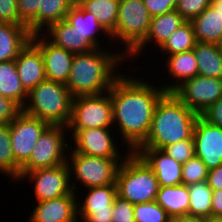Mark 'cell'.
Wrapping results in <instances>:
<instances>
[{
	"mask_svg": "<svg viewBox=\"0 0 222 222\" xmlns=\"http://www.w3.org/2000/svg\"><path fill=\"white\" fill-rule=\"evenodd\" d=\"M66 132L68 133L65 126L49 125L40 135L28 161L20 168V173L67 163L70 139Z\"/></svg>",
	"mask_w": 222,
	"mask_h": 222,
	"instance_id": "ba28073f",
	"label": "cell"
},
{
	"mask_svg": "<svg viewBox=\"0 0 222 222\" xmlns=\"http://www.w3.org/2000/svg\"><path fill=\"white\" fill-rule=\"evenodd\" d=\"M82 191L87 193H84V196L80 193L79 198L77 196L78 221L112 222L113 202L117 196L116 184L91 187Z\"/></svg>",
	"mask_w": 222,
	"mask_h": 222,
	"instance_id": "5bb4252c",
	"label": "cell"
},
{
	"mask_svg": "<svg viewBox=\"0 0 222 222\" xmlns=\"http://www.w3.org/2000/svg\"><path fill=\"white\" fill-rule=\"evenodd\" d=\"M113 105L110 92L74 97L67 129L112 128Z\"/></svg>",
	"mask_w": 222,
	"mask_h": 222,
	"instance_id": "9c48e42d",
	"label": "cell"
},
{
	"mask_svg": "<svg viewBox=\"0 0 222 222\" xmlns=\"http://www.w3.org/2000/svg\"><path fill=\"white\" fill-rule=\"evenodd\" d=\"M210 6L222 17V0H211Z\"/></svg>",
	"mask_w": 222,
	"mask_h": 222,
	"instance_id": "7dc6e473",
	"label": "cell"
},
{
	"mask_svg": "<svg viewBox=\"0 0 222 222\" xmlns=\"http://www.w3.org/2000/svg\"><path fill=\"white\" fill-rule=\"evenodd\" d=\"M48 126L47 122L23 111L9 124L16 181L20 177V168L28 161L40 135Z\"/></svg>",
	"mask_w": 222,
	"mask_h": 222,
	"instance_id": "30bf717a",
	"label": "cell"
},
{
	"mask_svg": "<svg viewBox=\"0 0 222 222\" xmlns=\"http://www.w3.org/2000/svg\"><path fill=\"white\" fill-rule=\"evenodd\" d=\"M143 2L152 17L170 12L177 5V0H143Z\"/></svg>",
	"mask_w": 222,
	"mask_h": 222,
	"instance_id": "b9f144b4",
	"label": "cell"
},
{
	"mask_svg": "<svg viewBox=\"0 0 222 222\" xmlns=\"http://www.w3.org/2000/svg\"><path fill=\"white\" fill-rule=\"evenodd\" d=\"M72 100L66 84L45 79L28 92L22 111L49 125L67 127L71 119Z\"/></svg>",
	"mask_w": 222,
	"mask_h": 222,
	"instance_id": "277c9868",
	"label": "cell"
},
{
	"mask_svg": "<svg viewBox=\"0 0 222 222\" xmlns=\"http://www.w3.org/2000/svg\"><path fill=\"white\" fill-rule=\"evenodd\" d=\"M128 75L130 73H122L109 90L113 105V128L117 135L119 133L117 138L121 136L126 153L135 152L145 142L156 104L166 93L152 80L148 82L149 79H143L141 75L140 78Z\"/></svg>",
	"mask_w": 222,
	"mask_h": 222,
	"instance_id": "6da1fadb",
	"label": "cell"
},
{
	"mask_svg": "<svg viewBox=\"0 0 222 222\" xmlns=\"http://www.w3.org/2000/svg\"><path fill=\"white\" fill-rule=\"evenodd\" d=\"M163 151L175 161L184 164L195 156L194 138L192 137L190 139L166 146Z\"/></svg>",
	"mask_w": 222,
	"mask_h": 222,
	"instance_id": "8d00e7d4",
	"label": "cell"
},
{
	"mask_svg": "<svg viewBox=\"0 0 222 222\" xmlns=\"http://www.w3.org/2000/svg\"><path fill=\"white\" fill-rule=\"evenodd\" d=\"M198 75L222 79V56L214 43L198 42L193 48Z\"/></svg>",
	"mask_w": 222,
	"mask_h": 222,
	"instance_id": "83f0119b",
	"label": "cell"
},
{
	"mask_svg": "<svg viewBox=\"0 0 222 222\" xmlns=\"http://www.w3.org/2000/svg\"><path fill=\"white\" fill-rule=\"evenodd\" d=\"M193 138L195 156L199 157L208 170L222 164V128L207 122L201 115L197 118Z\"/></svg>",
	"mask_w": 222,
	"mask_h": 222,
	"instance_id": "9a60e30c",
	"label": "cell"
},
{
	"mask_svg": "<svg viewBox=\"0 0 222 222\" xmlns=\"http://www.w3.org/2000/svg\"><path fill=\"white\" fill-rule=\"evenodd\" d=\"M189 215L199 218L211 217L212 189L206 181H200L188 186Z\"/></svg>",
	"mask_w": 222,
	"mask_h": 222,
	"instance_id": "4dcf8cb0",
	"label": "cell"
},
{
	"mask_svg": "<svg viewBox=\"0 0 222 222\" xmlns=\"http://www.w3.org/2000/svg\"><path fill=\"white\" fill-rule=\"evenodd\" d=\"M135 152L153 170L159 186L182 184V164L175 161L162 149L138 148Z\"/></svg>",
	"mask_w": 222,
	"mask_h": 222,
	"instance_id": "d6986e66",
	"label": "cell"
},
{
	"mask_svg": "<svg viewBox=\"0 0 222 222\" xmlns=\"http://www.w3.org/2000/svg\"><path fill=\"white\" fill-rule=\"evenodd\" d=\"M71 3H72V5H79V4H81L84 0H69Z\"/></svg>",
	"mask_w": 222,
	"mask_h": 222,
	"instance_id": "f907efd6",
	"label": "cell"
},
{
	"mask_svg": "<svg viewBox=\"0 0 222 222\" xmlns=\"http://www.w3.org/2000/svg\"><path fill=\"white\" fill-rule=\"evenodd\" d=\"M68 153L67 164L70 172V183L77 195L79 194V185L83 187L81 189L86 190L91 187L116 184L118 167L125 159L88 156L71 149L68 150ZM77 181L80 184L77 185Z\"/></svg>",
	"mask_w": 222,
	"mask_h": 222,
	"instance_id": "8992f818",
	"label": "cell"
},
{
	"mask_svg": "<svg viewBox=\"0 0 222 222\" xmlns=\"http://www.w3.org/2000/svg\"><path fill=\"white\" fill-rule=\"evenodd\" d=\"M19 79L27 92L46 78L40 49L30 40L15 59Z\"/></svg>",
	"mask_w": 222,
	"mask_h": 222,
	"instance_id": "ffe728a7",
	"label": "cell"
},
{
	"mask_svg": "<svg viewBox=\"0 0 222 222\" xmlns=\"http://www.w3.org/2000/svg\"><path fill=\"white\" fill-rule=\"evenodd\" d=\"M70 136L71 150L88 156L104 158H126L127 154L122 155L118 148L119 139L113 132V128H87V129H67ZM116 135V136H114ZM115 138V139H114ZM118 140V143L115 141ZM73 142V143H72ZM116 142V143H115ZM117 144V145H116ZM120 149V150H119Z\"/></svg>",
	"mask_w": 222,
	"mask_h": 222,
	"instance_id": "8fae6325",
	"label": "cell"
},
{
	"mask_svg": "<svg viewBox=\"0 0 222 222\" xmlns=\"http://www.w3.org/2000/svg\"><path fill=\"white\" fill-rule=\"evenodd\" d=\"M211 4V0H177L175 10L179 12L186 21L202 13Z\"/></svg>",
	"mask_w": 222,
	"mask_h": 222,
	"instance_id": "74e56055",
	"label": "cell"
},
{
	"mask_svg": "<svg viewBox=\"0 0 222 222\" xmlns=\"http://www.w3.org/2000/svg\"><path fill=\"white\" fill-rule=\"evenodd\" d=\"M0 95L12 99L21 108L26 103L28 92L19 79L15 60L0 62Z\"/></svg>",
	"mask_w": 222,
	"mask_h": 222,
	"instance_id": "4316f807",
	"label": "cell"
},
{
	"mask_svg": "<svg viewBox=\"0 0 222 222\" xmlns=\"http://www.w3.org/2000/svg\"><path fill=\"white\" fill-rule=\"evenodd\" d=\"M0 22L19 24L17 0H0Z\"/></svg>",
	"mask_w": 222,
	"mask_h": 222,
	"instance_id": "60d3db41",
	"label": "cell"
},
{
	"mask_svg": "<svg viewBox=\"0 0 222 222\" xmlns=\"http://www.w3.org/2000/svg\"><path fill=\"white\" fill-rule=\"evenodd\" d=\"M19 24L28 27L31 34L38 33V8L41 0H17Z\"/></svg>",
	"mask_w": 222,
	"mask_h": 222,
	"instance_id": "e575fe53",
	"label": "cell"
},
{
	"mask_svg": "<svg viewBox=\"0 0 222 222\" xmlns=\"http://www.w3.org/2000/svg\"><path fill=\"white\" fill-rule=\"evenodd\" d=\"M206 182L212 190L222 189V164L208 171Z\"/></svg>",
	"mask_w": 222,
	"mask_h": 222,
	"instance_id": "ee69618b",
	"label": "cell"
},
{
	"mask_svg": "<svg viewBox=\"0 0 222 222\" xmlns=\"http://www.w3.org/2000/svg\"><path fill=\"white\" fill-rule=\"evenodd\" d=\"M22 111V108L12 99L0 95V125L10 124Z\"/></svg>",
	"mask_w": 222,
	"mask_h": 222,
	"instance_id": "ab89813d",
	"label": "cell"
},
{
	"mask_svg": "<svg viewBox=\"0 0 222 222\" xmlns=\"http://www.w3.org/2000/svg\"><path fill=\"white\" fill-rule=\"evenodd\" d=\"M109 50L95 48L92 51L74 55L66 83L73 98L105 93L122 74L119 67L127 62L126 56L119 50L113 52Z\"/></svg>",
	"mask_w": 222,
	"mask_h": 222,
	"instance_id": "7a4b0ae2",
	"label": "cell"
},
{
	"mask_svg": "<svg viewBox=\"0 0 222 222\" xmlns=\"http://www.w3.org/2000/svg\"><path fill=\"white\" fill-rule=\"evenodd\" d=\"M207 222H222V218L210 217V218H207Z\"/></svg>",
	"mask_w": 222,
	"mask_h": 222,
	"instance_id": "681fc988",
	"label": "cell"
},
{
	"mask_svg": "<svg viewBox=\"0 0 222 222\" xmlns=\"http://www.w3.org/2000/svg\"><path fill=\"white\" fill-rule=\"evenodd\" d=\"M117 195L133 205L156 199L159 183L153 170L136 153L129 152L116 174Z\"/></svg>",
	"mask_w": 222,
	"mask_h": 222,
	"instance_id": "5b68a950",
	"label": "cell"
},
{
	"mask_svg": "<svg viewBox=\"0 0 222 222\" xmlns=\"http://www.w3.org/2000/svg\"><path fill=\"white\" fill-rule=\"evenodd\" d=\"M185 22L186 20L175 9L165 14L152 17L150 28L145 39L126 57L127 62H130L132 59V63L135 58V60L138 59V56H145L146 53L144 51L147 49L145 47H150L149 44H151L152 47L155 45L159 49L171 34Z\"/></svg>",
	"mask_w": 222,
	"mask_h": 222,
	"instance_id": "e0dca14e",
	"label": "cell"
},
{
	"mask_svg": "<svg viewBox=\"0 0 222 222\" xmlns=\"http://www.w3.org/2000/svg\"><path fill=\"white\" fill-rule=\"evenodd\" d=\"M36 203L27 219L29 222H79L77 194L74 191L69 195Z\"/></svg>",
	"mask_w": 222,
	"mask_h": 222,
	"instance_id": "ac0fdd59",
	"label": "cell"
},
{
	"mask_svg": "<svg viewBox=\"0 0 222 222\" xmlns=\"http://www.w3.org/2000/svg\"><path fill=\"white\" fill-rule=\"evenodd\" d=\"M17 181L16 183L23 181V184L25 181H30L29 185H34L32 187L35 194L34 197L37 199L36 202L55 199L73 192L67 163L53 168L36 169L27 173H20Z\"/></svg>",
	"mask_w": 222,
	"mask_h": 222,
	"instance_id": "7c38bea8",
	"label": "cell"
},
{
	"mask_svg": "<svg viewBox=\"0 0 222 222\" xmlns=\"http://www.w3.org/2000/svg\"><path fill=\"white\" fill-rule=\"evenodd\" d=\"M112 222H135L134 205L117 195L113 202Z\"/></svg>",
	"mask_w": 222,
	"mask_h": 222,
	"instance_id": "f35d334b",
	"label": "cell"
},
{
	"mask_svg": "<svg viewBox=\"0 0 222 222\" xmlns=\"http://www.w3.org/2000/svg\"><path fill=\"white\" fill-rule=\"evenodd\" d=\"M170 222H207V219L194 217L192 215H181L172 217Z\"/></svg>",
	"mask_w": 222,
	"mask_h": 222,
	"instance_id": "bcb514c9",
	"label": "cell"
},
{
	"mask_svg": "<svg viewBox=\"0 0 222 222\" xmlns=\"http://www.w3.org/2000/svg\"><path fill=\"white\" fill-rule=\"evenodd\" d=\"M31 41L40 49L46 78L66 84L71 70L73 53L50 42L42 33L32 34Z\"/></svg>",
	"mask_w": 222,
	"mask_h": 222,
	"instance_id": "2e32d148",
	"label": "cell"
},
{
	"mask_svg": "<svg viewBox=\"0 0 222 222\" xmlns=\"http://www.w3.org/2000/svg\"><path fill=\"white\" fill-rule=\"evenodd\" d=\"M164 57L166 67L164 70L169 74L167 78L171 77L173 80L160 85L166 92H173L184 81L198 75V63L193 49Z\"/></svg>",
	"mask_w": 222,
	"mask_h": 222,
	"instance_id": "44dd1931",
	"label": "cell"
},
{
	"mask_svg": "<svg viewBox=\"0 0 222 222\" xmlns=\"http://www.w3.org/2000/svg\"><path fill=\"white\" fill-rule=\"evenodd\" d=\"M15 181V159L12 153L9 124L0 125V174ZM5 174V175H4Z\"/></svg>",
	"mask_w": 222,
	"mask_h": 222,
	"instance_id": "d6a6232c",
	"label": "cell"
},
{
	"mask_svg": "<svg viewBox=\"0 0 222 222\" xmlns=\"http://www.w3.org/2000/svg\"><path fill=\"white\" fill-rule=\"evenodd\" d=\"M196 43L193 25L190 21H186L156 50H159V53H162L163 56H169L192 50Z\"/></svg>",
	"mask_w": 222,
	"mask_h": 222,
	"instance_id": "f546056e",
	"label": "cell"
},
{
	"mask_svg": "<svg viewBox=\"0 0 222 222\" xmlns=\"http://www.w3.org/2000/svg\"><path fill=\"white\" fill-rule=\"evenodd\" d=\"M80 5L86 11L93 13L109 34L115 30L119 13V0H84Z\"/></svg>",
	"mask_w": 222,
	"mask_h": 222,
	"instance_id": "f1b7e54d",
	"label": "cell"
},
{
	"mask_svg": "<svg viewBox=\"0 0 222 222\" xmlns=\"http://www.w3.org/2000/svg\"><path fill=\"white\" fill-rule=\"evenodd\" d=\"M208 171L202 160L194 156L182 164V184L189 186L200 181H206Z\"/></svg>",
	"mask_w": 222,
	"mask_h": 222,
	"instance_id": "d590c367",
	"label": "cell"
},
{
	"mask_svg": "<svg viewBox=\"0 0 222 222\" xmlns=\"http://www.w3.org/2000/svg\"><path fill=\"white\" fill-rule=\"evenodd\" d=\"M218 51L220 52L221 56H222V36L220 37V39L217 41L216 43Z\"/></svg>",
	"mask_w": 222,
	"mask_h": 222,
	"instance_id": "c3c4849f",
	"label": "cell"
},
{
	"mask_svg": "<svg viewBox=\"0 0 222 222\" xmlns=\"http://www.w3.org/2000/svg\"><path fill=\"white\" fill-rule=\"evenodd\" d=\"M198 115L222 97V79L196 75L184 81L172 92Z\"/></svg>",
	"mask_w": 222,
	"mask_h": 222,
	"instance_id": "4fadbf2b",
	"label": "cell"
},
{
	"mask_svg": "<svg viewBox=\"0 0 222 222\" xmlns=\"http://www.w3.org/2000/svg\"><path fill=\"white\" fill-rule=\"evenodd\" d=\"M211 217L222 218V189L212 190Z\"/></svg>",
	"mask_w": 222,
	"mask_h": 222,
	"instance_id": "f6af8a7d",
	"label": "cell"
},
{
	"mask_svg": "<svg viewBox=\"0 0 222 222\" xmlns=\"http://www.w3.org/2000/svg\"><path fill=\"white\" fill-rule=\"evenodd\" d=\"M155 202L160 205L172 218L174 216L189 215L188 186H160Z\"/></svg>",
	"mask_w": 222,
	"mask_h": 222,
	"instance_id": "d4e9b609",
	"label": "cell"
},
{
	"mask_svg": "<svg viewBox=\"0 0 222 222\" xmlns=\"http://www.w3.org/2000/svg\"><path fill=\"white\" fill-rule=\"evenodd\" d=\"M31 35L25 25L0 22V62L14 61Z\"/></svg>",
	"mask_w": 222,
	"mask_h": 222,
	"instance_id": "cb8c5ba5",
	"label": "cell"
},
{
	"mask_svg": "<svg viewBox=\"0 0 222 222\" xmlns=\"http://www.w3.org/2000/svg\"><path fill=\"white\" fill-rule=\"evenodd\" d=\"M72 6L69 0H41L38 8V33L45 31L51 24L64 20Z\"/></svg>",
	"mask_w": 222,
	"mask_h": 222,
	"instance_id": "1f68e13d",
	"label": "cell"
},
{
	"mask_svg": "<svg viewBox=\"0 0 222 222\" xmlns=\"http://www.w3.org/2000/svg\"><path fill=\"white\" fill-rule=\"evenodd\" d=\"M198 117L172 92H166L156 104L148 136L139 148L163 150L166 146L192 138Z\"/></svg>",
	"mask_w": 222,
	"mask_h": 222,
	"instance_id": "3957f363",
	"label": "cell"
},
{
	"mask_svg": "<svg viewBox=\"0 0 222 222\" xmlns=\"http://www.w3.org/2000/svg\"><path fill=\"white\" fill-rule=\"evenodd\" d=\"M198 42L214 43L222 36V17L209 6L190 21Z\"/></svg>",
	"mask_w": 222,
	"mask_h": 222,
	"instance_id": "484cf974",
	"label": "cell"
},
{
	"mask_svg": "<svg viewBox=\"0 0 222 222\" xmlns=\"http://www.w3.org/2000/svg\"><path fill=\"white\" fill-rule=\"evenodd\" d=\"M42 34L56 46L64 48L73 54L86 53L95 49L65 19L51 24Z\"/></svg>",
	"mask_w": 222,
	"mask_h": 222,
	"instance_id": "603a6c76",
	"label": "cell"
},
{
	"mask_svg": "<svg viewBox=\"0 0 222 222\" xmlns=\"http://www.w3.org/2000/svg\"><path fill=\"white\" fill-rule=\"evenodd\" d=\"M65 20L95 48H105V46H101V39L98 37L101 34L102 36H100V38L104 35L103 40L107 37V41H112L111 35L97 21V18L93 15V13L86 11L80 4L73 5L69 9Z\"/></svg>",
	"mask_w": 222,
	"mask_h": 222,
	"instance_id": "7402d4cb",
	"label": "cell"
},
{
	"mask_svg": "<svg viewBox=\"0 0 222 222\" xmlns=\"http://www.w3.org/2000/svg\"><path fill=\"white\" fill-rule=\"evenodd\" d=\"M151 20L143 0H119L118 20L110 35L114 44L123 43L124 50L122 46H116L124 56L127 57L145 39Z\"/></svg>",
	"mask_w": 222,
	"mask_h": 222,
	"instance_id": "52a82bcc",
	"label": "cell"
},
{
	"mask_svg": "<svg viewBox=\"0 0 222 222\" xmlns=\"http://www.w3.org/2000/svg\"><path fill=\"white\" fill-rule=\"evenodd\" d=\"M201 116L209 123L222 128V97L211 104Z\"/></svg>",
	"mask_w": 222,
	"mask_h": 222,
	"instance_id": "7bdbcfd3",
	"label": "cell"
},
{
	"mask_svg": "<svg viewBox=\"0 0 222 222\" xmlns=\"http://www.w3.org/2000/svg\"><path fill=\"white\" fill-rule=\"evenodd\" d=\"M135 222H170L171 217L155 200L134 205Z\"/></svg>",
	"mask_w": 222,
	"mask_h": 222,
	"instance_id": "836d02e7",
	"label": "cell"
}]
</instances>
